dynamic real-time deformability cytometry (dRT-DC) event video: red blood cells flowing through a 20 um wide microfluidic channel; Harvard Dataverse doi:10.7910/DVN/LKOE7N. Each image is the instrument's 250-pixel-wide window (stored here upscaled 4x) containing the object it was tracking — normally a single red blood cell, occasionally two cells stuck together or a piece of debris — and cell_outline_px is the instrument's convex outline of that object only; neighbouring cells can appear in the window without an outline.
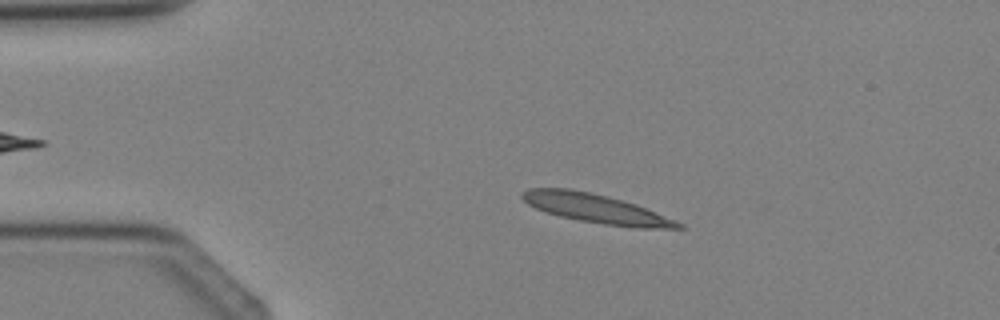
{"species": "Egyptian fruit bat (a non-hibernating species)", "species_latin": "Rousettus aegyptiacus", "temperature_condition": "cold", "stored_images_in_passage": 4, "camera_frame_rate_fps": 3000, "um_per_image_px": 0.085, "animal": {"sex": "female"}, "frame": {"image": 1, "passage_image": 3, "time_ms": 2.333, "image_size_px": [1000, 320], "cell_outline_px": [[684, 228], [636, 228], [604, 224], [580, 220], [560, 216], [544, 212], [528, 204], [520, 196], [520, 192], [528, 188], [572, 188], [592, 192], [608, 196], [636, 204], [676, 220], [684, 224]], "centroid_in_image_um": [50.64, 17.71], "position_along_channel_um": 34.4, "area_um2": 26.47}}